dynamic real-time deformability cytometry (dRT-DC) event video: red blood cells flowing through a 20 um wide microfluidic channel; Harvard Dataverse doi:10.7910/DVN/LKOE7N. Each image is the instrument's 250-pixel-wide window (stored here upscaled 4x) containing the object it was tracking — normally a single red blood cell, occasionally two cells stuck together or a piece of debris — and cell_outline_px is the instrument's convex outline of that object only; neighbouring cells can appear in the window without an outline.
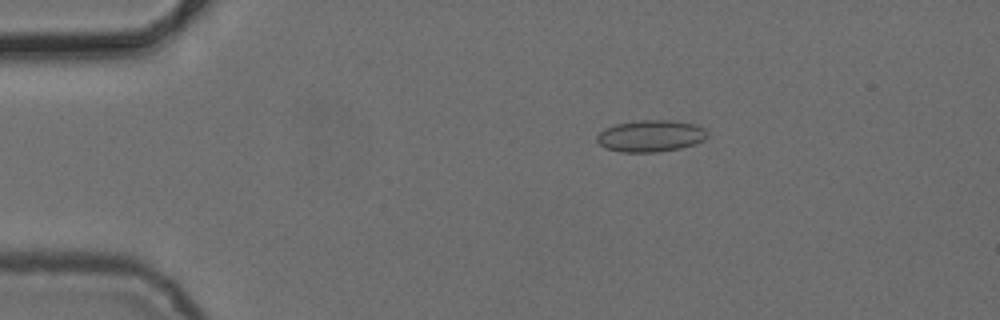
{"species": "common noctule bat (a hibernating species)", "species_latin": "Nyctalus noctula", "temperature_condition": "cold", "stored_images_in_passage": 3, "camera_frame_rate_fps": 3000, "um_per_image_px": 0.085, "animal": {"sex": "female", "body_mass_g": 24.6, "forearm_length_mm": 56.2}, "frame": {"image": 1, "passage_image": 1, "time_ms": 0.0, "image_size_px": [1000, 320], "cell_outline_px": [[708, 136], [704, 140], [696, 144], [680, 148], [656, 152], [620, 152], [608, 148], [600, 144], [596, 140], [596, 136], [604, 128], [616, 124], [636, 120], [676, 120], [696, 124], [704, 128], [708, 132]], "centroid_in_image_um": [55.34, 11.54], "position_along_channel_um": 29.7, "area_um2": 20.63}}
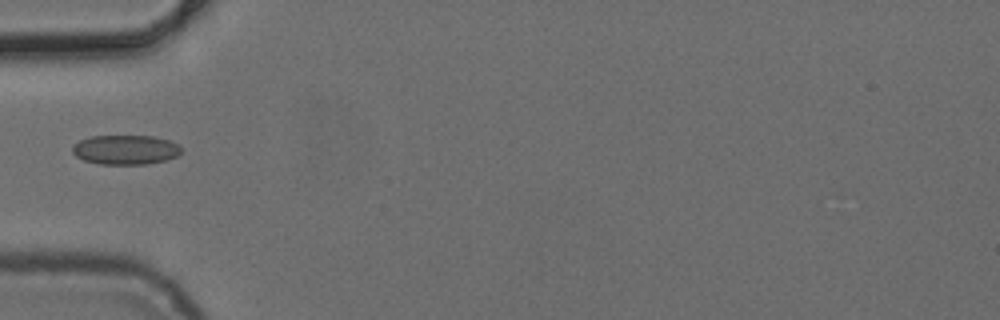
{"frame": {"image": 2, "passage_image": 3, "time_ms": 2.667, "image_size_px": [1000, 320], "cell_outline_px": [[180, 152], [176, 156], [164, 160], [148, 164], [100, 164], [84, 160], [76, 156], [72, 152], [72, 144], [80, 140], [92, 136], [152, 136], [168, 140], [180, 144]], "centroid_in_image_um": [10.64, 12.72], "position_along_channel_um": 74.4, "area_um2": 18.67}}